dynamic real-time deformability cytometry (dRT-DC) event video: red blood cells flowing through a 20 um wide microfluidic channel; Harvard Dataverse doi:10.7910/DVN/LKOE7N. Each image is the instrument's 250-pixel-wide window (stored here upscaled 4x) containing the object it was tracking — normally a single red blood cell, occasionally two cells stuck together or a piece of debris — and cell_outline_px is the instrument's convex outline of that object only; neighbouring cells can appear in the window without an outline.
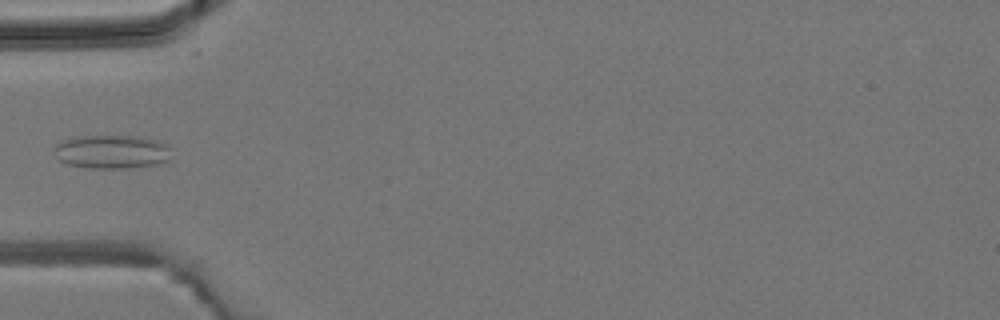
{"species": "common noctule bat (a hibernating species)", "species_latin": "Nyctalus noctula", "temperature_condition": "room temperature", "stored_images_in_passage": 4, "camera_frame_rate_fps": 3000, "um_per_image_px": 0.085, "animal": {"sex": "male", "body_mass_g": 19.2, "forearm_length_mm": 51.8}, "frame": {"image": 1, "passage_image": 4, "time_ms": 3.667, "image_size_px": [1000, 320], "cell_outline_px": [[168, 160], [156, 164], [124, 168], [92, 168], [68, 164], [60, 160], [56, 156], [56, 144], [72, 136], [136, 136], [156, 140], [168, 144]], "centroid_in_image_um": [9.48, 12.89], "position_along_channel_um": 75.5, "area_um2": 22.66}}